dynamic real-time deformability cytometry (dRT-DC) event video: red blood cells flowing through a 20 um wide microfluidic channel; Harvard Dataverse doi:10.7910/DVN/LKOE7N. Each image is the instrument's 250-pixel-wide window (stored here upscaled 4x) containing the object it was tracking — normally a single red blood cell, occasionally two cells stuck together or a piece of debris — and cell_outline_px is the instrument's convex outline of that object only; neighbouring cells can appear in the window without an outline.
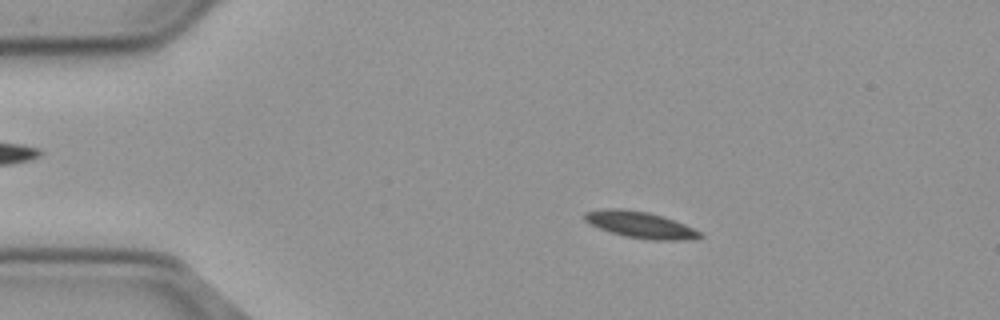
{"species": "common noctule bat (a hibernating species)", "species_latin": "Nyctalus noctula", "temperature_condition": "cold", "stored_images_in_passage": 56, "camera_frame_rate_fps": 3000, "um_per_image_px": 0.085, "animal": {"sex": "male", "body_mass_g": 23.1, "forearm_length_mm": 52.7}, "frame": {"image": 1, "passage_image": 10, "time_ms": 3.0, "image_size_px": [1000, 320], "cell_outline_px": [[704, 236], [692, 240], [648, 240], [624, 236], [600, 228], [584, 220], [584, 212], [612, 208], [620, 208], [648, 212], [684, 224], [700, 232]], "centroid_in_image_um": [54.45, 19.12], "position_along_channel_um": 30.6, "area_um2": 17.51}}
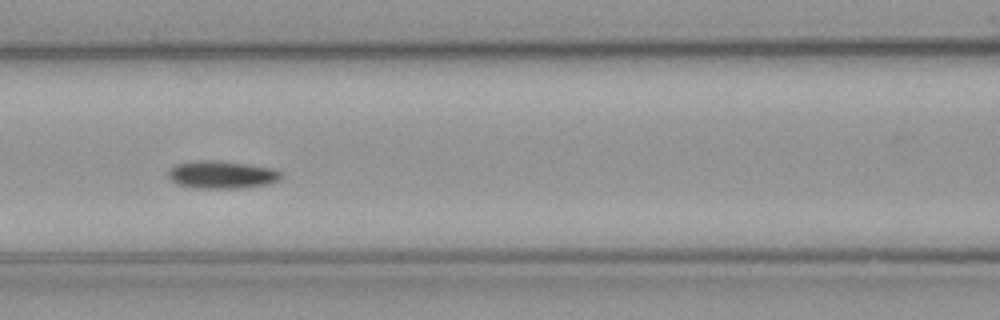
{"frame": {"image": 2, "passage_image": 24, "time_ms": 7.667, "image_size_px": [1000, 320], "cell_outline_px": [[284, 176], [280, 180], [268, 184], [240, 188], [192, 188], [180, 184], [172, 180], [168, 176], [168, 172], [176, 164], [196, 160], [216, 160], [248, 164], [268, 168], [280, 172]], "centroid_in_image_um": [18.86, 14.85], "position_along_channel_um": 147.7, "area_um2": 18.09}}
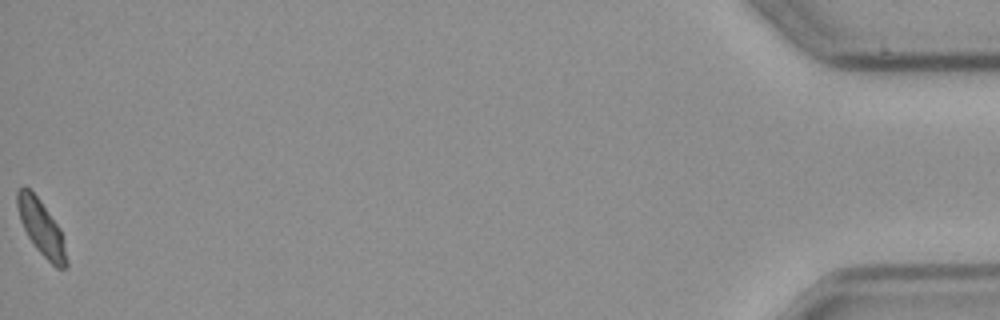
{"frame": {"image": 3, "passage_image": 56, "time_ms": 18.333, "image_size_px": [1000, 320], "cell_outline_px": [[68, 264], [64, 268], [56, 268], [36, 248], [28, 236], [20, 220], [16, 204], [16, 192], [24, 184], [40, 200], [60, 228], [68, 260]], "centroid_in_image_um": [3.5, 19.35], "position_along_channel_um": 431.7, "area_um2": 15.66}, "authors_computed_cell_mechanics": {"area_um2": 16.8487, "velocity_mm_per_s": 3.6505, "shape_relaxation_time_tau1_ms": 5.852, "shape_relaxation_time_tau2_ms": null, "deformation_change_tau1": 0.112, "deformation_change_tau2": null}}